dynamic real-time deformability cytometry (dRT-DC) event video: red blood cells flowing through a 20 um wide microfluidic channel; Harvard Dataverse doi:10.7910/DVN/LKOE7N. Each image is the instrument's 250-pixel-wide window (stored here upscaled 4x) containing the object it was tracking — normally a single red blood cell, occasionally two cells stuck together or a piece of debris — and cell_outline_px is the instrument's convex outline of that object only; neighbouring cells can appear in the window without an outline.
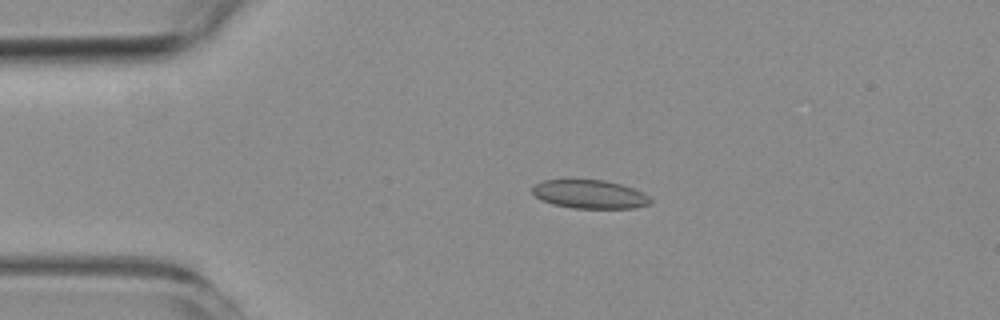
{"species": "common noctule bat (a hibernating species)", "species_latin": "Nyctalus noctula", "temperature_condition": "room temperature", "stored_images_in_passage": 5, "camera_frame_rate_fps": 3000, "um_per_image_px": 0.085, "animal": {"sex": "female", "body_mass_g": 19.3, "forearm_length_mm": 54.1}, "frame": {"image": 1, "passage_image": 3, "time_ms": 3.333, "image_size_px": [1000, 320], "cell_outline_px": [[652, 204], [636, 208], [572, 208], [552, 204], [540, 200], [532, 192], [532, 188], [536, 184], [544, 180], [604, 180], [620, 184], [644, 192], [652, 200]], "centroid_in_image_um": [50.15, 16.52], "position_along_channel_um": 34.8, "area_um2": 19.71}}
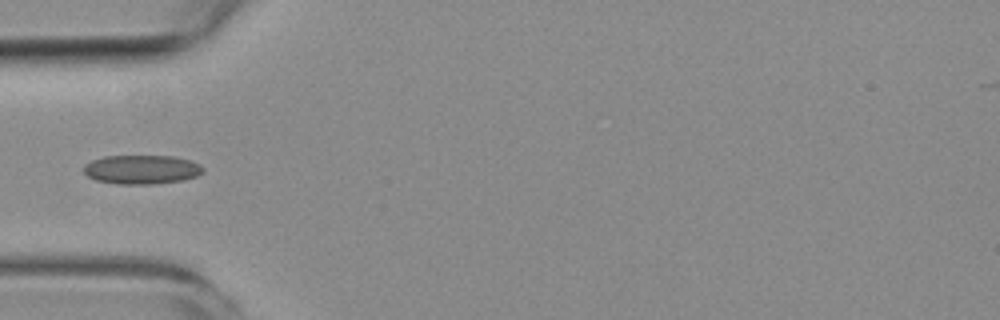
{"frame": {"image": 2, "passage_image": 5, "time_ms": 5.333, "image_size_px": [1000, 320], "cell_outline_px": [[204, 172], [196, 176], [184, 180], [152, 184], [116, 184], [96, 180], [88, 176], [84, 172], [84, 164], [92, 160], [104, 156], [172, 156], [188, 160], [200, 164], [204, 168]], "centroid_in_image_um": [12.04, 14.41], "position_along_channel_um": 73.0, "area_um2": 20.23}}